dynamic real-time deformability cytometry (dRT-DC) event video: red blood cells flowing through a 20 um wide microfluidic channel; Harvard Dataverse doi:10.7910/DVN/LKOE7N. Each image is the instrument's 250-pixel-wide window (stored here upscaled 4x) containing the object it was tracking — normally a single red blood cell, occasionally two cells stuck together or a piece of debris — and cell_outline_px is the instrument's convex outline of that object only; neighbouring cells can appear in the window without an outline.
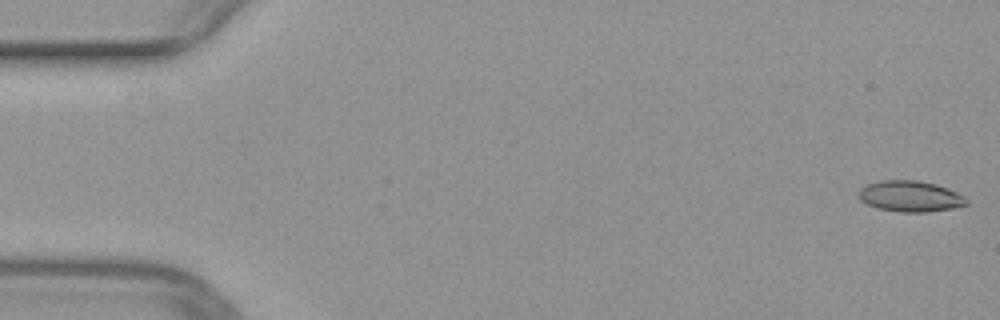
{"species": "common noctule bat (a hibernating species)", "species_latin": "Nyctalus noctula", "temperature_condition": "warm", "stored_images_in_passage": 39, "camera_frame_rate_fps": 3000, "um_per_image_px": 0.085, "animal": {"sex": "female", "body_mass_g": 29.2, "forearm_length_mm": 56.3}, "frame": {"image": 1, "passage_image": 1, "time_ms": 0.0, "image_size_px": [1000, 320], "cell_outline_px": [[968, 204], [952, 208], [924, 212], [900, 212], [880, 208], [868, 204], [860, 200], [860, 188], [868, 184], [880, 180], [916, 180], [936, 184], [948, 188], [964, 196], [968, 200]], "centroid_in_image_um": [77.39, 16.67], "position_along_channel_um": 7.6, "area_um2": 19.25}}
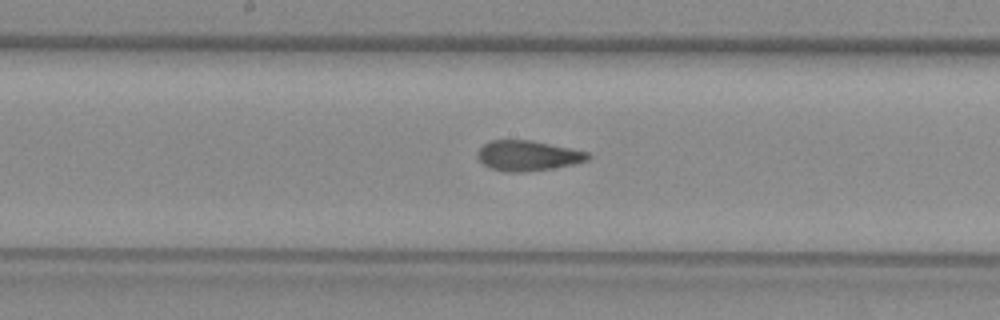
{"frame": {"image": 2, "passage_image": 26, "time_ms": 8.333, "image_size_px": [1000, 320], "cell_outline_px": [[592, 156], [588, 160], [572, 164], [552, 168], [524, 172], [508, 172], [488, 168], [476, 156], [476, 152], [488, 140], [532, 140], [588, 152]], "centroid_in_image_um": [44.83, 13.23], "position_along_channel_um": 203.4, "area_um2": 19.48}}
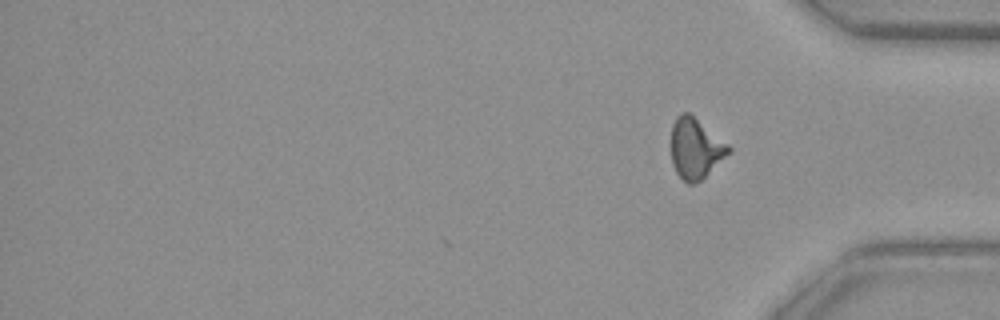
{"frame": {"image": 3, "passage_image": 39, "time_ms": 12.667, "image_size_px": [1000, 320], "cell_outline_px": [[732, 152], [696, 184], [688, 184], [676, 172], [672, 164], [672, 124], [676, 116], [680, 112], [688, 112], [728, 144], [732, 148]], "centroid_in_image_um": [59.13, 12.62], "position_along_channel_um": 376.1, "area_um2": 20.17}}